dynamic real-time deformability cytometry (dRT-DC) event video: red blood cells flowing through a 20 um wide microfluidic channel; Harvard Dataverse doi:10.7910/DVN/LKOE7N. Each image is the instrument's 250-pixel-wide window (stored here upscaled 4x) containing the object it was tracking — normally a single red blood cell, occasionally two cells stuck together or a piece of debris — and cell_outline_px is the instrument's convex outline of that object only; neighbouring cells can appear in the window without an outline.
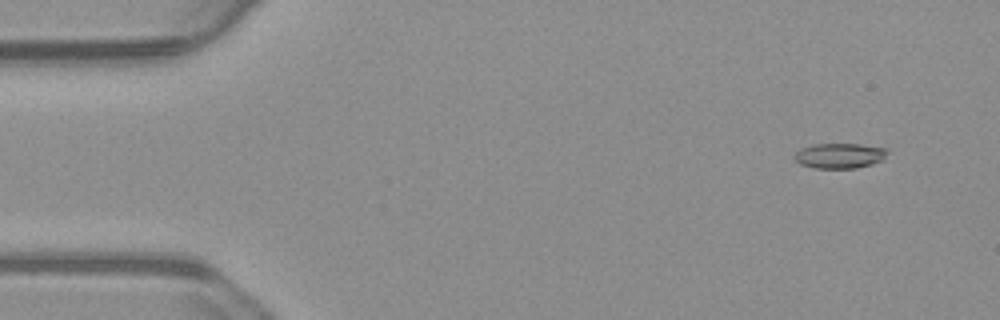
{"species": "common noctule bat (a hibernating species)", "species_latin": "Nyctalus noctula", "temperature_condition": "warm", "stored_images_in_passage": 52, "camera_frame_rate_fps": 3000, "um_per_image_px": 0.085, "animal": {"sex": "male", "body_mass_g": 23.1, "forearm_length_mm": 52.7}, "frame": {"image": 1, "passage_image": 1, "time_ms": 0.0, "image_size_px": [1000, 320], "cell_outline_px": [[888, 152], [884, 160], [872, 164], [856, 168], [812, 168], [800, 164], [792, 156], [800, 148], [812, 144], [860, 144], [888, 148]], "centroid_in_image_um": [71.37, 13.23], "position_along_channel_um": 13.6, "area_um2": 13.87}}
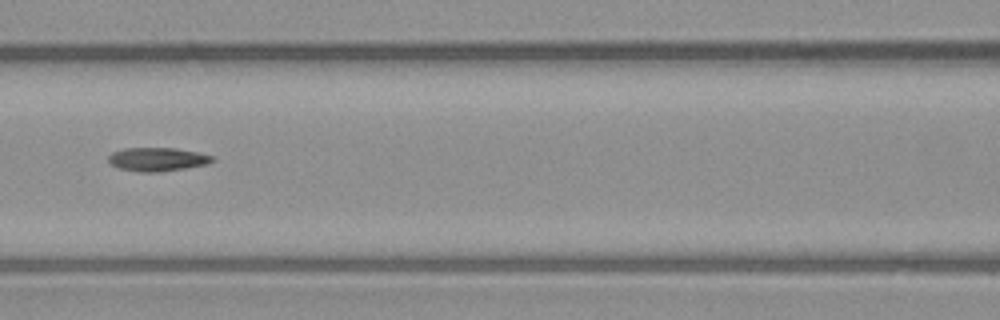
{"frame": {"image": 2, "passage_image": 21, "time_ms": 6.667, "image_size_px": [1000, 320], "cell_outline_px": [[216, 160], [208, 164], [160, 172], [140, 172], [120, 168], [112, 164], [108, 160], [108, 156], [112, 152], [124, 148], [176, 148], [200, 152], [212, 156]], "centroid_in_image_um": [13.41, 13.53], "position_along_channel_um": 153.2, "area_um2": 14.33}}
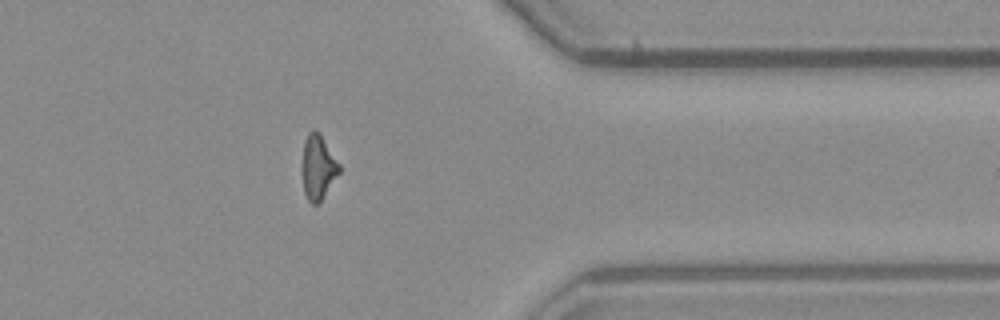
{"frame": {"image": 3, "passage_image": 41, "time_ms": 13.333, "image_size_px": [1000, 320], "cell_outline_px": [[340, 172], [320, 204], [312, 204], [308, 200], [304, 192], [304, 140], [308, 132], [312, 128], [320, 132], [340, 164]], "centroid_in_image_um": [27.08, 14.21], "position_along_channel_um": 384.3, "area_um2": 13.87}, "authors_computed_cell_mechanics": {"area_um2": 13.9876, "velocity_mm_per_s": 3.7191, "shape_relaxation_time_tau1_ms": 5.7029, "shape_relaxation_time_tau2_ms": 2.934, "deformation_change_tau1": 0.1939, "deformation_change_tau2": 0.1254}}